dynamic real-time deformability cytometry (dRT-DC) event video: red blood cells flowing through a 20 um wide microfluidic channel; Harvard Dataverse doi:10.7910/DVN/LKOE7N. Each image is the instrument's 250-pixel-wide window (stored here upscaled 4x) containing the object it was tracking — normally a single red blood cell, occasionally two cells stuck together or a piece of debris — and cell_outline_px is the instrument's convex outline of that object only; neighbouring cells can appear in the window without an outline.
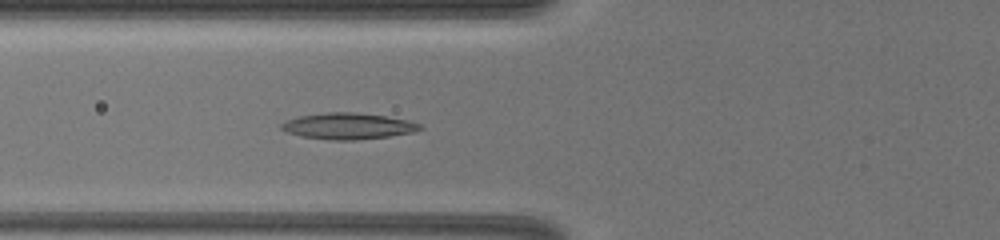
{"species": "common noctule bat (a hibernating species)", "species_latin": "Nyctalus noctula", "temperature_condition": "warm", "stored_images_in_passage": 26, "camera_frame_rate_fps": 3000, "um_per_image_px": 0.085, "animal": {"sex": "female", "body_mass_g": 19.5, "forearm_length_mm": 54.1}, "frame": {"image": 1, "passage_image": 6, "time_ms": 2.667, "image_size_px": [1000, 240], "cell_outline_px": [[424, 128], [416, 132], [388, 136], [356, 140], [332, 140], [300, 136], [288, 132], [280, 128], [280, 124], [288, 120], [300, 116], [328, 112], [356, 112], [384, 116], [408, 120], [420, 124]], "centroid_in_image_um": [29.61, 10.72], "position_along_channel_um": 96.2, "area_um2": 21.1}}
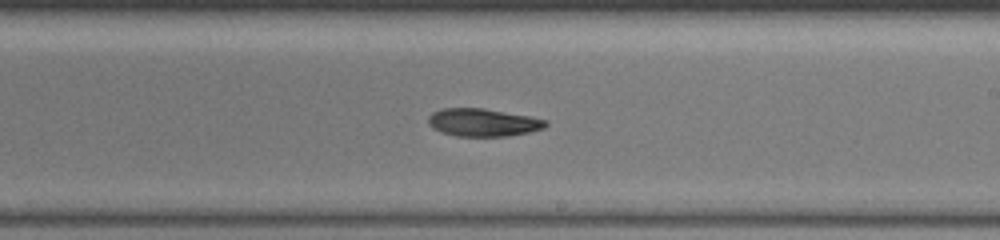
{"frame": {"image": 2, "passage_image": 14, "time_ms": 6.333, "image_size_px": [1000, 240], "cell_outline_px": [[548, 124], [544, 128], [528, 132], [508, 136], [456, 136], [440, 132], [432, 128], [428, 124], [428, 116], [432, 112], [444, 108], [484, 108], [528, 116], [548, 120]], "centroid_in_image_um": [41.03, 10.41], "position_along_channel_um": 248.0, "area_um2": 19.07}}
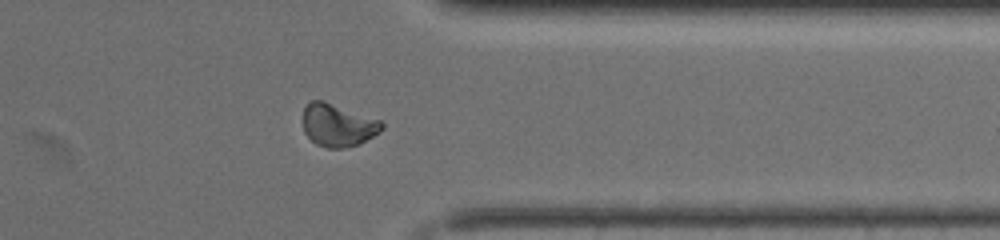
{"frame": {"image": 3, "passage_image": 21, "time_ms": 9.667, "image_size_px": [1000, 240], "cell_outline_px": [[384, 128], [380, 132], [356, 144], [344, 148], [328, 148], [316, 144], [304, 132], [304, 108], [312, 100], [324, 100], [380, 120], [384, 124]], "centroid_in_image_um": [28.72, 10.63], "position_along_channel_um": 382.7, "area_um2": 19.36}, "authors_computed_cell_mechanics": {"area_um2": 19.3341, "velocity_mm_per_s": 4.1349, "shape_relaxation_time_tau1_ms": null, "shape_relaxation_time_tau2_ms": 7.6012, "deformation_change_tau1": null, "deformation_change_tau2": 0.1293}}